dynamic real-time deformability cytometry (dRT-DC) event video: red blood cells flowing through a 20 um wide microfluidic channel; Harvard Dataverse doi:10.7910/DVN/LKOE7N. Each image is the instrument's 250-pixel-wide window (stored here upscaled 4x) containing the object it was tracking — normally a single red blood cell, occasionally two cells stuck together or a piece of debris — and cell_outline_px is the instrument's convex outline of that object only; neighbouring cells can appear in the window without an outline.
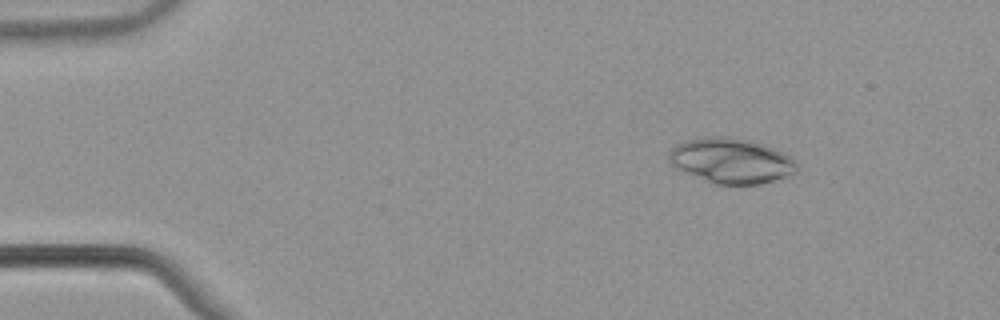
{"species": "common noctule bat (a hibernating species)", "species_latin": "Nyctalus noctula", "temperature_condition": "warm", "stored_images_in_passage": 17, "camera_frame_rate_fps": 3000, "um_per_image_px": 0.085, "animal": {"sex": "male", "body_mass_g": 21.5, "forearm_length_mm": 52.0}, "frame": {"image": 1, "passage_image": 8, "time_ms": 2.333, "image_size_px": [1000, 320], "cell_outline_px": [[796, 168], [792, 172], [784, 176], [760, 184], [716, 184], [680, 168], [672, 164], [668, 160], [668, 156], [672, 148], [676, 144], [688, 140], [716, 136], [728, 136], [760, 144], [772, 148], [788, 156], [796, 164]], "centroid_in_image_um": [62.11, 13.65], "position_along_channel_um": 22.9, "area_um2": 32.25}}